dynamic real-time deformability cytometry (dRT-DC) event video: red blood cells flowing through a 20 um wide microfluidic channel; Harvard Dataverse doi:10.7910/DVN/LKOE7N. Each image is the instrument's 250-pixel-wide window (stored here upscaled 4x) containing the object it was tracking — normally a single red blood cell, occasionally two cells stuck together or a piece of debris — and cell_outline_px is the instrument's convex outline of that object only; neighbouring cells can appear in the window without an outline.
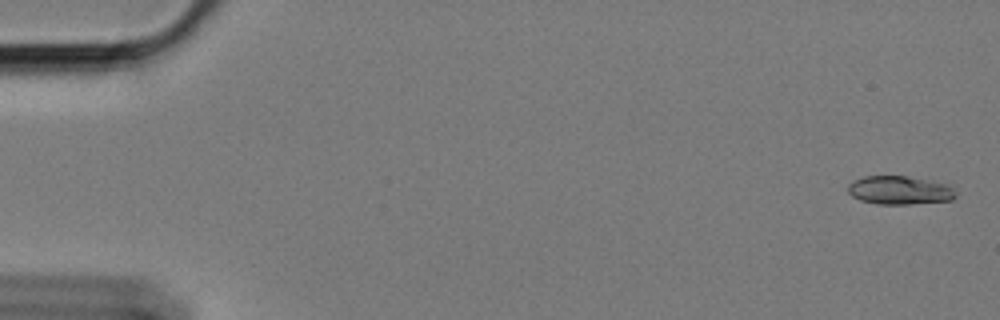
{"species": "Egyptian fruit bat (a non-hibernating species)", "species_latin": "Rousettus aegyptiacus", "temperature_condition": "cold", "stored_images_in_passage": 59, "camera_frame_rate_fps": 3000, "um_per_image_px": 0.085, "animal": {"sex": "female"}, "frame": {"image": 1, "passage_image": 1, "time_ms": 0.0, "image_size_px": [1000, 320], "cell_outline_px": [[956, 196], [952, 200], [908, 204], [876, 204], [860, 200], [852, 196], [848, 192], [848, 184], [864, 176], [908, 176], [944, 184], [952, 188], [956, 192]], "centroid_in_image_um": [76.44, 16.18], "position_along_channel_um": 8.6, "area_um2": 17.69}}
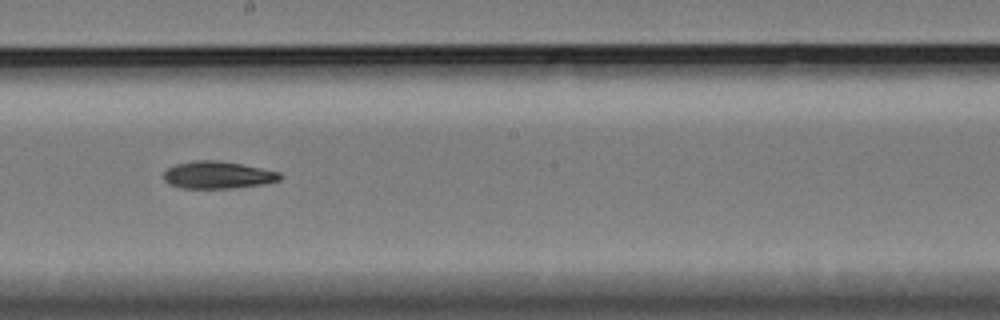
{"frame": {"image": 2, "passage_image": 33, "time_ms": 10.667, "image_size_px": [1000, 320], "cell_outline_px": [[284, 176], [280, 180], [264, 184], [232, 188], [180, 188], [168, 184], [164, 180], [164, 172], [168, 168], [176, 164], [192, 160], [220, 160], [244, 164], [280, 172]], "centroid_in_image_um": [18.53, 14.86], "position_along_channel_um": 229.7, "area_um2": 18.79}}
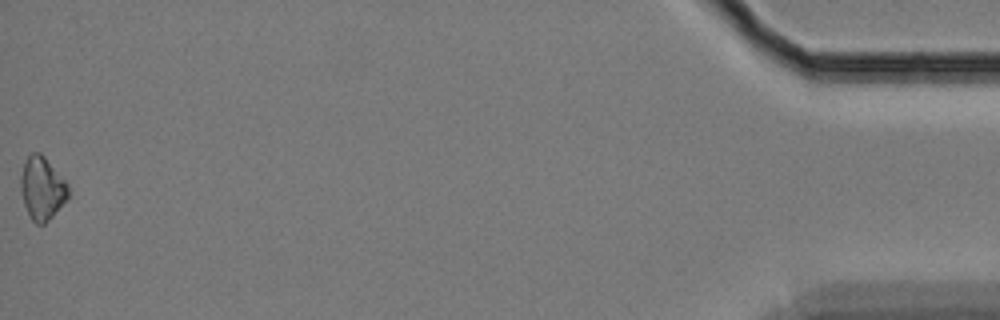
{"frame": {"image": 3, "passage_image": 59, "time_ms": 19.333, "image_size_px": [1000, 320], "cell_outline_px": [[68, 200], [44, 224], [36, 224], [32, 220], [24, 204], [20, 192], [20, 176], [24, 160], [32, 152], [40, 152], [44, 156], [68, 184]], "centroid_in_image_um": [3.56, 16.0], "position_along_channel_um": 431.6, "area_um2": 17.51}, "authors_computed_cell_mechanics": {"area_um2": 18.0914, "velocity_mm_per_s": 3.3945, "shape_relaxation_time_tau1_ms": 4.6204, "shape_relaxation_time_tau2_ms": null, "deformation_change_tau1": 0.1131, "deformation_change_tau2": null}}